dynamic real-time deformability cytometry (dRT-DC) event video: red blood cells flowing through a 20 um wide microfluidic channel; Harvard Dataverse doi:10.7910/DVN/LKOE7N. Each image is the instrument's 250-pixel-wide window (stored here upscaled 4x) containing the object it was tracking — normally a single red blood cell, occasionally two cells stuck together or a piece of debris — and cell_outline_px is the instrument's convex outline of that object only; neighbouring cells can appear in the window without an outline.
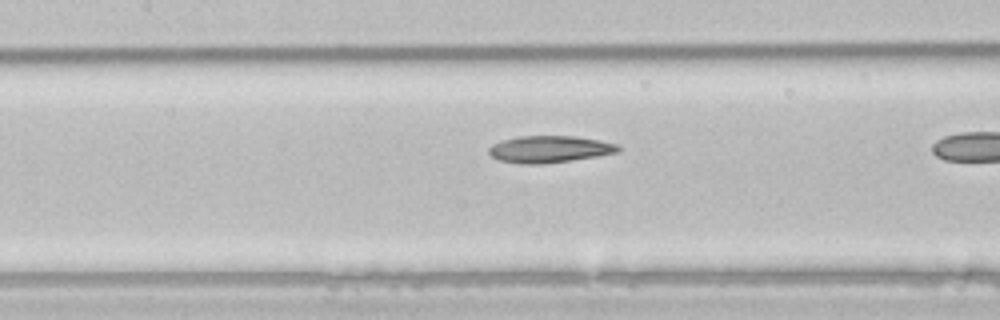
{"species": "common noctule bat (a hibernating species)", "species_latin": "Nyctalus noctula", "temperature_condition": "room temperature", "stored_images_in_passage": 28, "camera_frame_rate_fps": 3000, "um_per_image_px": 0.085, "animal": {"sex": "male", "body_mass_g": 21.5, "forearm_length_mm": 52.0}, "frame": {"image": 1, "passage_image": 20, "time_ms": 6.333, "image_size_px": [1000, 320], "cell_outline_px": [[620, 152], [596, 156], [540, 164], [520, 164], [500, 160], [492, 156], [488, 152], [488, 148], [492, 144], [500, 140], [516, 136], [576, 136], [600, 140], [616, 144], [620, 148]], "centroid_in_image_um": [46.67, 12.67], "position_along_channel_um": 160.7, "area_um2": 20.23}}